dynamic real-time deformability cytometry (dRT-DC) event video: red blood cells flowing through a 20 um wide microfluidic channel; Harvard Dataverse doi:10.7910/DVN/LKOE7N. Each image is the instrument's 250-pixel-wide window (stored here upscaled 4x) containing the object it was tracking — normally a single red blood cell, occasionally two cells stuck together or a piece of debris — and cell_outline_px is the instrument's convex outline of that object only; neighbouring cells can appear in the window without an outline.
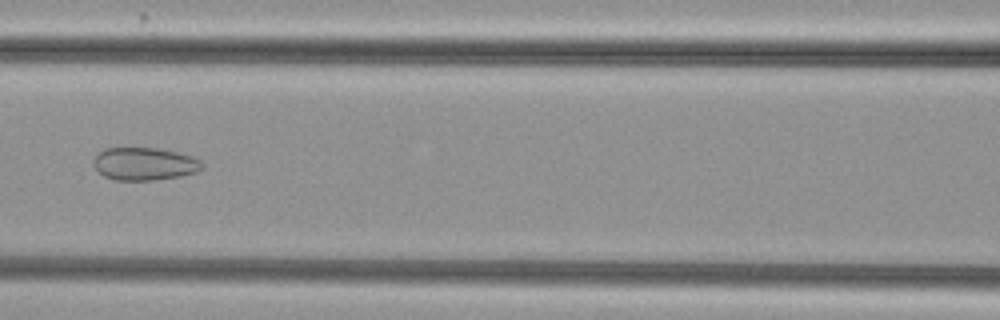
{"species": "common noctule bat (a hibernating species)", "species_latin": "Nyctalus noctula", "temperature_condition": "cold", "stored_images_in_passage": 6, "camera_frame_rate_fps": 3000, "um_per_image_px": 0.085, "animal": {"sex": "female", "body_mass_g": 29.2, "forearm_length_mm": 56.3}, "frame": {"image": 1, "passage_image": 6, "time_ms": 1.667, "image_size_px": [1000, 320], "cell_outline_px": [[204, 168], [196, 172], [180, 176], [152, 180], [112, 180], [104, 176], [92, 164], [92, 160], [104, 148], [160, 148], [192, 156], [200, 160], [204, 164]], "centroid_in_image_um": [12.29, 13.93], "position_along_channel_um": 154.3, "area_um2": 20.81}}